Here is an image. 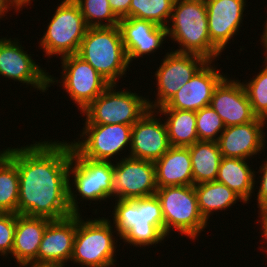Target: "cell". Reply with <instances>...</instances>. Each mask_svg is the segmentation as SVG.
I'll return each mask as SVG.
<instances>
[{
    "label": "cell",
    "instance_id": "6da1fadb",
    "mask_svg": "<svg viewBox=\"0 0 267 267\" xmlns=\"http://www.w3.org/2000/svg\"><path fill=\"white\" fill-rule=\"evenodd\" d=\"M62 141L8 147L6 155L16 164L19 174L17 214L50 220L73 215L68 204L72 145Z\"/></svg>",
    "mask_w": 267,
    "mask_h": 267
},
{
    "label": "cell",
    "instance_id": "7402d4cb",
    "mask_svg": "<svg viewBox=\"0 0 267 267\" xmlns=\"http://www.w3.org/2000/svg\"><path fill=\"white\" fill-rule=\"evenodd\" d=\"M50 219L16 214V227L12 257L19 267L36 262L39 245Z\"/></svg>",
    "mask_w": 267,
    "mask_h": 267
},
{
    "label": "cell",
    "instance_id": "7c38bea8",
    "mask_svg": "<svg viewBox=\"0 0 267 267\" xmlns=\"http://www.w3.org/2000/svg\"><path fill=\"white\" fill-rule=\"evenodd\" d=\"M114 163L111 198L133 200L156 194L158 187L154 162L122 156Z\"/></svg>",
    "mask_w": 267,
    "mask_h": 267
},
{
    "label": "cell",
    "instance_id": "f35d334b",
    "mask_svg": "<svg viewBox=\"0 0 267 267\" xmlns=\"http://www.w3.org/2000/svg\"><path fill=\"white\" fill-rule=\"evenodd\" d=\"M260 40H261L260 42L264 45L263 47L266 52L264 54L267 56V27H264V31Z\"/></svg>",
    "mask_w": 267,
    "mask_h": 267
},
{
    "label": "cell",
    "instance_id": "83f0119b",
    "mask_svg": "<svg viewBox=\"0 0 267 267\" xmlns=\"http://www.w3.org/2000/svg\"><path fill=\"white\" fill-rule=\"evenodd\" d=\"M19 199V174L16 164L5 155L0 160V212L16 213Z\"/></svg>",
    "mask_w": 267,
    "mask_h": 267
},
{
    "label": "cell",
    "instance_id": "60d3db41",
    "mask_svg": "<svg viewBox=\"0 0 267 267\" xmlns=\"http://www.w3.org/2000/svg\"><path fill=\"white\" fill-rule=\"evenodd\" d=\"M20 1L27 7V5H30L31 1L33 0H20Z\"/></svg>",
    "mask_w": 267,
    "mask_h": 267
},
{
    "label": "cell",
    "instance_id": "ffe728a7",
    "mask_svg": "<svg viewBox=\"0 0 267 267\" xmlns=\"http://www.w3.org/2000/svg\"><path fill=\"white\" fill-rule=\"evenodd\" d=\"M207 8L208 31L211 42L223 52L238 35L246 0H204Z\"/></svg>",
    "mask_w": 267,
    "mask_h": 267
},
{
    "label": "cell",
    "instance_id": "8fae6325",
    "mask_svg": "<svg viewBox=\"0 0 267 267\" xmlns=\"http://www.w3.org/2000/svg\"><path fill=\"white\" fill-rule=\"evenodd\" d=\"M131 133L132 126L125 124L85 125L81 140L70 143L82 157L112 162L120 151L130 149Z\"/></svg>",
    "mask_w": 267,
    "mask_h": 267
},
{
    "label": "cell",
    "instance_id": "d4e9b609",
    "mask_svg": "<svg viewBox=\"0 0 267 267\" xmlns=\"http://www.w3.org/2000/svg\"><path fill=\"white\" fill-rule=\"evenodd\" d=\"M188 148L194 185L216 181L222 158L218 142L197 141Z\"/></svg>",
    "mask_w": 267,
    "mask_h": 267
},
{
    "label": "cell",
    "instance_id": "52a82bcc",
    "mask_svg": "<svg viewBox=\"0 0 267 267\" xmlns=\"http://www.w3.org/2000/svg\"><path fill=\"white\" fill-rule=\"evenodd\" d=\"M162 208L164 236L173 230L190 239H198L208 222L203 218L194 185L157 188L155 194Z\"/></svg>",
    "mask_w": 267,
    "mask_h": 267
},
{
    "label": "cell",
    "instance_id": "e0dca14e",
    "mask_svg": "<svg viewBox=\"0 0 267 267\" xmlns=\"http://www.w3.org/2000/svg\"><path fill=\"white\" fill-rule=\"evenodd\" d=\"M209 106L221 117L225 127L246 124L256 118L239 79L226 76L215 88Z\"/></svg>",
    "mask_w": 267,
    "mask_h": 267
},
{
    "label": "cell",
    "instance_id": "44dd1931",
    "mask_svg": "<svg viewBox=\"0 0 267 267\" xmlns=\"http://www.w3.org/2000/svg\"><path fill=\"white\" fill-rule=\"evenodd\" d=\"M76 229L77 214L60 220H51L39 245L37 263L65 266L72 256Z\"/></svg>",
    "mask_w": 267,
    "mask_h": 267
},
{
    "label": "cell",
    "instance_id": "3957f363",
    "mask_svg": "<svg viewBox=\"0 0 267 267\" xmlns=\"http://www.w3.org/2000/svg\"><path fill=\"white\" fill-rule=\"evenodd\" d=\"M172 21V23H171ZM167 35L178 43L179 53H192L214 61L221 51L211 42L204 0H175Z\"/></svg>",
    "mask_w": 267,
    "mask_h": 267
},
{
    "label": "cell",
    "instance_id": "8992f818",
    "mask_svg": "<svg viewBox=\"0 0 267 267\" xmlns=\"http://www.w3.org/2000/svg\"><path fill=\"white\" fill-rule=\"evenodd\" d=\"M70 176L73 178L70 179ZM112 176V162L82 157L72 147L68 171V204L72 213L81 214L77 196H81L80 199L82 200H90L91 202L111 199Z\"/></svg>",
    "mask_w": 267,
    "mask_h": 267
},
{
    "label": "cell",
    "instance_id": "b9f144b4",
    "mask_svg": "<svg viewBox=\"0 0 267 267\" xmlns=\"http://www.w3.org/2000/svg\"><path fill=\"white\" fill-rule=\"evenodd\" d=\"M261 248H262V250H265L267 252V247L265 248V246L263 245V247H261Z\"/></svg>",
    "mask_w": 267,
    "mask_h": 267
},
{
    "label": "cell",
    "instance_id": "f546056e",
    "mask_svg": "<svg viewBox=\"0 0 267 267\" xmlns=\"http://www.w3.org/2000/svg\"><path fill=\"white\" fill-rule=\"evenodd\" d=\"M74 1L79 5L88 28L118 26L119 19L111 10L108 0Z\"/></svg>",
    "mask_w": 267,
    "mask_h": 267
},
{
    "label": "cell",
    "instance_id": "4fadbf2b",
    "mask_svg": "<svg viewBox=\"0 0 267 267\" xmlns=\"http://www.w3.org/2000/svg\"><path fill=\"white\" fill-rule=\"evenodd\" d=\"M207 61L197 54L167 52L154 74L157 99L151 101L147 98L149 108L156 110L163 106Z\"/></svg>",
    "mask_w": 267,
    "mask_h": 267
},
{
    "label": "cell",
    "instance_id": "4dcf8cb0",
    "mask_svg": "<svg viewBox=\"0 0 267 267\" xmlns=\"http://www.w3.org/2000/svg\"><path fill=\"white\" fill-rule=\"evenodd\" d=\"M264 68L249 80L242 82L247 93L253 114L257 118L267 121V56L264 59Z\"/></svg>",
    "mask_w": 267,
    "mask_h": 267
},
{
    "label": "cell",
    "instance_id": "1f68e13d",
    "mask_svg": "<svg viewBox=\"0 0 267 267\" xmlns=\"http://www.w3.org/2000/svg\"><path fill=\"white\" fill-rule=\"evenodd\" d=\"M196 129L198 141L218 142L225 125L216 111L206 106L196 111Z\"/></svg>",
    "mask_w": 267,
    "mask_h": 267
},
{
    "label": "cell",
    "instance_id": "2e32d148",
    "mask_svg": "<svg viewBox=\"0 0 267 267\" xmlns=\"http://www.w3.org/2000/svg\"><path fill=\"white\" fill-rule=\"evenodd\" d=\"M156 116L158 113L150 109L132 126L127 157L155 162L170 149L165 122Z\"/></svg>",
    "mask_w": 267,
    "mask_h": 267
},
{
    "label": "cell",
    "instance_id": "8d00e7d4",
    "mask_svg": "<svg viewBox=\"0 0 267 267\" xmlns=\"http://www.w3.org/2000/svg\"><path fill=\"white\" fill-rule=\"evenodd\" d=\"M260 212H259V218H260V221L258 220L257 221V223H261V227L259 228V229H262L261 231H263V232H261L262 234L261 235H263L262 237H264V238H262L263 240H265V242L264 241H262L263 243H265V245H267V208H264V209H261V210H259Z\"/></svg>",
    "mask_w": 267,
    "mask_h": 267
},
{
    "label": "cell",
    "instance_id": "d590c367",
    "mask_svg": "<svg viewBox=\"0 0 267 267\" xmlns=\"http://www.w3.org/2000/svg\"><path fill=\"white\" fill-rule=\"evenodd\" d=\"M25 5L20 0H0V18L2 20L3 17H5L6 13L9 12L8 10H11L14 8L16 12H20L21 9H23ZM19 10V11H18Z\"/></svg>",
    "mask_w": 267,
    "mask_h": 267
},
{
    "label": "cell",
    "instance_id": "d6986e66",
    "mask_svg": "<svg viewBox=\"0 0 267 267\" xmlns=\"http://www.w3.org/2000/svg\"><path fill=\"white\" fill-rule=\"evenodd\" d=\"M118 26L130 65L133 59L149 56L162 48L168 36L166 27L134 17L120 19Z\"/></svg>",
    "mask_w": 267,
    "mask_h": 267
},
{
    "label": "cell",
    "instance_id": "5b68a950",
    "mask_svg": "<svg viewBox=\"0 0 267 267\" xmlns=\"http://www.w3.org/2000/svg\"><path fill=\"white\" fill-rule=\"evenodd\" d=\"M83 219L77 214V229L70 261L82 267L115 266L117 240L114 233L117 235V231H113L111 220L104 217L87 218L86 221Z\"/></svg>",
    "mask_w": 267,
    "mask_h": 267
},
{
    "label": "cell",
    "instance_id": "7a4b0ae2",
    "mask_svg": "<svg viewBox=\"0 0 267 267\" xmlns=\"http://www.w3.org/2000/svg\"><path fill=\"white\" fill-rule=\"evenodd\" d=\"M115 200L111 215L120 240L142 248L166 239L161 203L156 195Z\"/></svg>",
    "mask_w": 267,
    "mask_h": 267
},
{
    "label": "cell",
    "instance_id": "ac0fdd59",
    "mask_svg": "<svg viewBox=\"0 0 267 267\" xmlns=\"http://www.w3.org/2000/svg\"><path fill=\"white\" fill-rule=\"evenodd\" d=\"M267 121L255 118L252 122L225 127L218 145L222 157L247 159L261 154L266 148L264 127Z\"/></svg>",
    "mask_w": 267,
    "mask_h": 267
},
{
    "label": "cell",
    "instance_id": "ab89813d",
    "mask_svg": "<svg viewBox=\"0 0 267 267\" xmlns=\"http://www.w3.org/2000/svg\"><path fill=\"white\" fill-rule=\"evenodd\" d=\"M8 148L5 149L3 148V150L0 151V160L7 154Z\"/></svg>",
    "mask_w": 267,
    "mask_h": 267
},
{
    "label": "cell",
    "instance_id": "e575fe53",
    "mask_svg": "<svg viewBox=\"0 0 267 267\" xmlns=\"http://www.w3.org/2000/svg\"><path fill=\"white\" fill-rule=\"evenodd\" d=\"M115 16L120 20L129 17V7L131 0H108Z\"/></svg>",
    "mask_w": 267,
    "mask_h": 267
},
{
    "label": "cell",
    "instance_id": "9c48e42d",
    "mask_svg": "<svg viewBox=\"0 0 267 267\" xmlns=\"http://www.w3.org/2000/svg\"><path fill=\"white\" fill-rule=\"evenodd\" d=\"M40 40L45 56L77 54L88 29L79 5L74 0H62Z\"/></svg>",
    "mask_w": 267,
    "mask_h": 267
},
{
    "label": "cell",
    "instance_id": "836d02e7",
    "mask_svg": "<svg viewBox=\"0 0 267 267\" xmlns=\"http://www.w3.org/2000/svg\"><path fill=\"white\" fill-rule=\"evenodd\" d=\"M266 161L263 162L264 164H262L259 168V173L262 174V176L260 177V186L257 192V203L258 206L257 208H259V210L267 208V159H265Z\"/></svg>",
    "mask_w": 267,
    "mask_h": 267
},
{
    "label": "cell",
    "instance_id": "74e56055",
    "mask_svg": "<svg viewBox=\"0 0 267 267\" xmlns=\"http://www.w3.org/2000/svg\"><path fill=\"white\" fill-rule=\"evenodd\" d=\"M20 267H64V266L59 265V264L30 262V263L23 264Z\"/></svg>",
    "mask_w": 267,
    "mask_h": 267
},
{
    "label": "cell",
    "instance_id": "277c9868",
    "mask_svg": "<svg viewBox=\"0 0 267 267\" xmlns=\"http://www.w3.org/2000/svg\"><path fill=\"white\" fill-rule=\"evenodd\" d=\"M77 55L110 84H117L129 70L119 26L88 28Z\"/></svg>",
    "mask_w": 267,
    "mask_h": 267
},
{
    "label": "cell",
    "instance_id": "5bb4252c",
    "mask_svg": "<svg viewBox=\"0 0 267 267\" xmlns=\"http://www.w3.org/2000/svg\"><path fill=\"white\" fill-rule=\"evenodd\" d=\"M0 38V76L37 88L45 92L49 88V74L43 70L15 38Z\"/></svg>",
    "mask_w": 267,
    "mask_h": 267
},
{
    "label": "cell",
    "instance_id": "cb8c5ba5",
    "mask_svg": "<svg viewBox=\"0 0 267 267\" xmlns=\"http://www.w3.org/2000/svg\"><path fill=\"white\" fill-rule=\"evenodd\" d=\"M248 163L247 159L222 157L216 179L234 191L242 199L243 204L250 201L257 184L254 179L255 171Z\"/></svg>",
    "mask_w": 267,
    "mask_h": 267
},
{
    "label": "cell",
    "instance_id": "603a6c76",
    "mask_svg": "<svg viewBox=\"0 0 267 267\" xmlns=\"http://www.w3.org/2000/svg\"><path fill=\"white\" fill-rule=\"evenodd\" d=\"M157 187L194 185L188 147L171 146L155 162Z\"/></svg>",
    "mask_w": 267,
    "mask_h": 267
},
{
    "label": "cell",
    "instance_id": "f1b7e54d",
    "mask_svg": "<svg viewBox=\"0 0 267 267\" xmlns=\"http://www.w3.org/2000/svg\"><path fill=\"white\" fill-rule=\"evenodd\" d=\"M175 0H131L129 17L151 21L167 27Z\"/></svg>",
    "mask_w": 267,
    "mask_h": 267
},
{
    "label": "cell",
    "instance_id": "4316f807",
    "mask_svg": "<svg viewBox=\"0 0 267 267\" xmlns=\"http://www.w3.org/2000/svg\"><path fill=\"white\" fill-rule=\"evenodd\" d=\"M199 210L208 222L210 215L218 210H226L242 199L229 187L217 181L203 182L194 185Z\"/></svg>",
    "mask_w": 267,
    "mask_h": 267
},
{
    "label": "cell",
    "instance_id": "d6a6232c",
    "mask_svg": "<svg viewBox=\"0 0 267 267\" xmlns=\"http://www.w3.org/2000/svg\"><path fill=\"white\" fill-rule=\"evenodd\" d=\"M16 213H0V256L11 255L14 244Z\"/></svg>",
    "mask_w": 267,
    "mask_h": 267
},
{
    "label": "cell",
    "instance_id": "30bf717a",
    "mask_svg": "<svg viewBox=\"0 0 267 267\" xmlns=\"http://www.w3.org/2000/svg\"><path fill=\"white\" fill-rule=\"evenodd\" d=\"M61 64L63 67L61 81L49 74V87L56 83H62L70 100L77 105L81 112L110 85L102 75L77 54L61 57Z\"/></svg>",
    "mask_w": 267,
    "mask_h": 267
},
{
    "label": "cell",
    "instance_id": "9a60e30c",
    "mask_svg": "<svg viewBox=\"0 0 267 267\" xmlns=\"http://www.w3.org/2000/svg\"><path fill=\"white\" fill-rule=\"evenodd\" d=\"M208 60L163 106L158 109L198 111L209 106L215 88L226 77Z\"/></svg>",
    "mask_w": 267,
    "mask_h": 267
},
{
    "label": "cell",
    "instance_id": "ba28073f",
    "mask_svg": "<svg viewBox=\"0 0 267 267\" xmlns=\"http://www.w3.org/2000/svg\"><path fill=\"white\" fill-rule=\"evenodd\" d=\"M118 84H110L82 112L86 116L85 125L125 124L133 126L150 108L147 97L135 91L114 89Z\"/></svg>",
    "mask_w": 267,
    "mask_h": 267
},
{
    "label": "cell",
    "instance_id": "484cf974",
    "mask_svg": "<svg viewBox=\"0 0 267 267\" xmlns=\"http://www.w3.org/2000/svg\"><path fill=\"white\" fill-rule=\"evenodd\" d=\"M165 115L167 134L171 146L188 147L198 141L196 112L178 109H156Z\"/></svg>",
    "mask_w": 267,
    "mask_h": 267
}]
</instances>
